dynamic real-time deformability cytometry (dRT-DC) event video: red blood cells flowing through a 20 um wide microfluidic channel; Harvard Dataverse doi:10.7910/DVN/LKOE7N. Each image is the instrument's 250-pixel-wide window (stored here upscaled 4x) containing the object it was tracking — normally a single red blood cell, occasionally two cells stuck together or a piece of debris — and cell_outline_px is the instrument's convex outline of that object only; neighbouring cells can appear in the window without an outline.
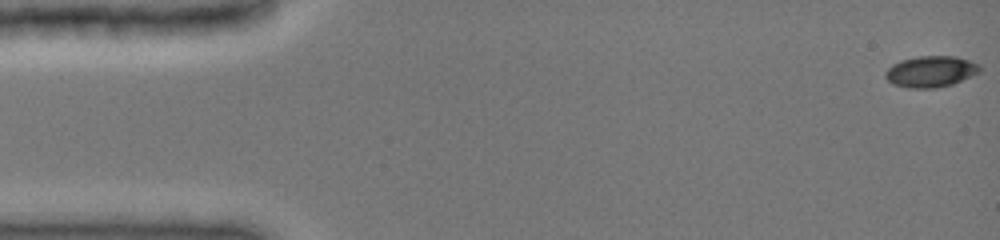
{"species": "common noctule bat (a hibernating species)", "species_latin": "Nyctalus noctula", "temperature_condition": "cold", "stored_images_in_passage": 48, "camera_frame_rate_fps": 3000, "um_per_image_px": 0.085, "animal": {"sex": "female", "body_mass_g": 19.0, "forearm_length_mm": 51.5}, "frame": {"image": 1, "passage_image": 1, "time_ms": 0.0, "image_size_px": [1000, 240], "cell_outline_px": [[980, 72], [952, 84], [936, 88], [908, 88], [892, 84], [884, 76], [884, 72], [892, 64], [900, 60], [916, 56], [956, 56], [980, 64]], "centroid_in_image_um": [79.09, 6.07], "position_along_channel_um": 5.9, "area_um2": 17.28}}
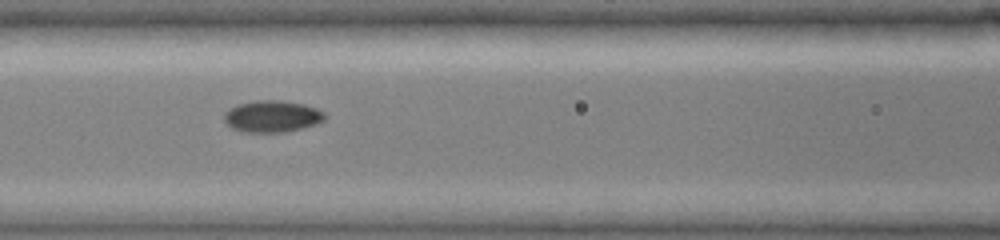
{"frame": {"image": 2, "passage_image": 21, "time_ms": 6.667, "image_size_px": [1000, 240], "cell_outline_px": [[324, 120], [316, 124], [288, 132], [244, 132], [232, 128], [224, 120], [224, 112], [228, 108], [240, 104], [256, 100], [276, 100], [304, 104], [316, 108], [324, 112]], "centroid_in_image_um": [23.12, 9.89], "position_along_channel_um": 143.5, "area_um2": 18.55}}
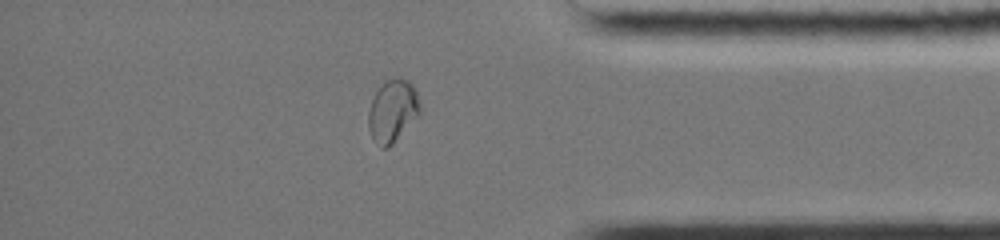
{"frame": {"image": 3, "passage_image": 41, "time_ms": 13.333, "image_size_px": [1000, 240], "cell_outline_px": [[420, 116], [388, 148], [380, 148], [372, 140], [368, 128], [368, 112], [372, 100], [376, 92], [384, 80], [400, 76], [408, 80], [416, 88], [420, 104]], "centroid_in_image_um": [33.38, 9.43], "position_along_channel_um": 401.8, "area_um2": 19.31}, "authors_computed_cell_mechanics": {"area_um2": 17.7735, "velocity_mm_per_s": 4.0053, "shape_relaxation_time_tau1_ms": 7.7487, "shape_relaxation_time_tau2_ms": null, "deformation_change_tau1": 0.1774, "deformation_change_tau2": null}}